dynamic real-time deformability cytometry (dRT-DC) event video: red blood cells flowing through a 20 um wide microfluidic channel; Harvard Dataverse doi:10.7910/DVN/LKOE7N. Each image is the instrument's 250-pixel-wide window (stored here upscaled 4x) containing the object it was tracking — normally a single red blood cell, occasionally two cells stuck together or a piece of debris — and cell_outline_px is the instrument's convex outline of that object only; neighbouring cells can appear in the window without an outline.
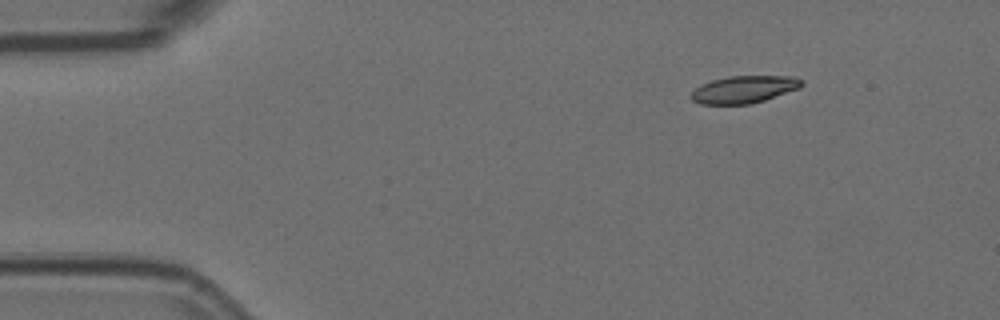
{"species": "Egyptian fruit bat (a non-hibernating species)", "species_latin": "Rousettus aegyptiacus", "temperature_condition": "room temperature", "stored_images_in_passage": 11, "camera_frame_rate_fps": 3000, "um_per_image_px": 0.085, "animal": {"sex": "female"}, "frame": {"image": 1, "passage_image": 1, "time_ms": 0.0, "image_size_px": [1000, 320], "cell_outline_px": [[804, 84], [800, 88], [764, 100], [748, 104], [700, 104], [692, 100], [688, 96], [700, 84], [712, 80], [728, 76], [792, 76], [804, 80]], "centroid_in_image_um": [63.23, 7.59], "position_along_channel_um": 21.8, "area_um2": 17.69}}
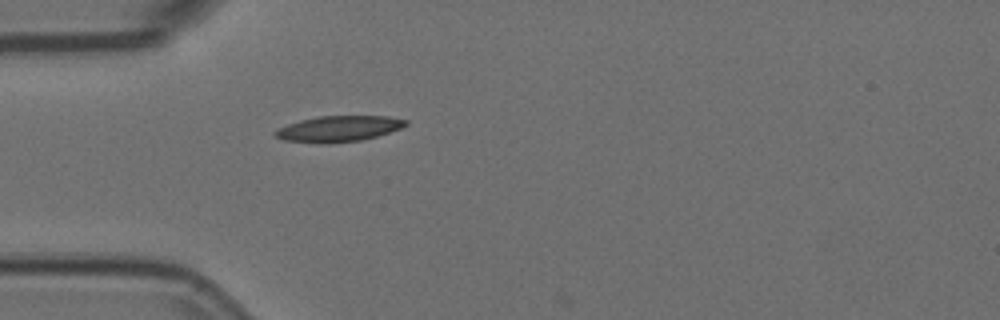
{"frame": {"image": 2, "passage_image": 10, "time_ms": 3.0, "image_size_px": [1000, 320], "cell_outline_px": [[408, 124], [400, 128], [376, 136], [360, 140], [328, 144], [320, 144], [284, 140], [272, 136], [272, 132], [276, 128], [300, 120], [316, 116], [388, 116], [408, 120]], "centroid_in_image_um": [28.7, 10.95], "position_along_channel_um": 56.3, "area_um2": 19.88}}